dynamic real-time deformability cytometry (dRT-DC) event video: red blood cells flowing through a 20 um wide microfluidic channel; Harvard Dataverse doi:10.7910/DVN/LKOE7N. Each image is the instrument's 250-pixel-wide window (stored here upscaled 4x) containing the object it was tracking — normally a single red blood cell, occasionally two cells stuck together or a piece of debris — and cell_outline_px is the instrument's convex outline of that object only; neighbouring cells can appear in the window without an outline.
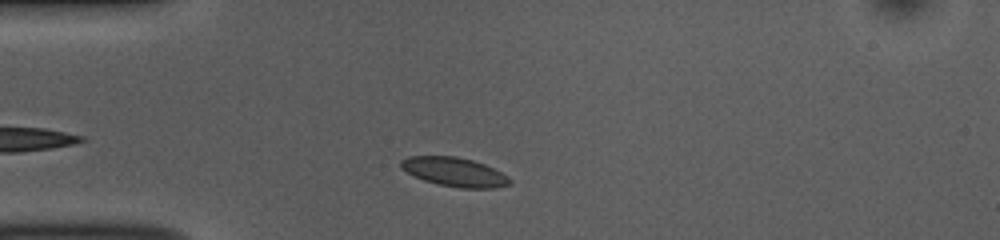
{"species": "common noctule bat (a hibernating species)", "species_latin": "Nyctalus noctula", "temperature_condition": "room temperature", "stored_images_in_passage": 41, "camera_frame_rate_fps": 3000, "um_per_image_px": 0.085, "animal": {"sex": "female", "body_mass_g": 10.0, "forearm_length_mm": 53.1}, "frame": {"image": 1, "passage_image": 4, "time_ms": 1.0, "image_size_px": [1000, 240], "cell_outline_px": [[512, 184], [496, 188], [460, 188], [440, 184], [424, 180], [400, 168], [400, 160], [408, 156], [456, 156], [472, 160], [484, 164], [508, 176], [512, 180]], "centroid_in_image_um": [38.65, 14.61], "position_along_channel_um": 46.4, "area_um2": 18.32}}
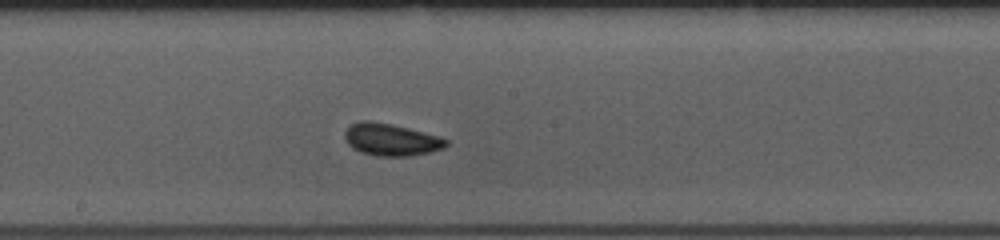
{"frame": {"image": 2, "passage_image": 19, "time_ms": 6.0, "image_size_px": [1000, 240], "cell_outline_px": [[448, 144], [444, 148], [432, 152], [408, 156], [380, 156], [360, 152], [352, 148], [344, 140], [344, 132], [352, 124], [360, 120], [368, 120], [392, 124], [440, 136], [448, 140]], "centroid_in_image_um": [33.24, 11.87], "position_along_channel_um": 215.0, "area_um2": 19.13}}
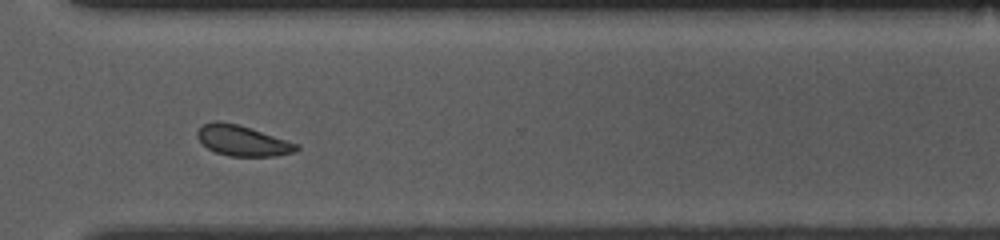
{"frame": {"image": 3, "passage_image": 30, "time_ms": 9.667, "image_size_px": [1000, 240], "cell_outline_px": [[300, 148], [292, 152], [276, 156], [228, 156], [216, 152], [208, 148], [196, 136], [196, 132], [204, 124], [212, 120], [216, 120], [236, 124], [300, 144]], "centroid_in_image_um": [20.6, 11.96], "position_along_channel_um": 350.0, "area_um2": 17.4}, "authors_computed_cell_mechanics": {"area_um2": 18.3226, "velocity_mm_per_s": 3.6831, "shape_relaxation_time_tau1_ms": 4.4375, "shape_relaxation_time_tau2_ms": 2.6549, "deformation_change_tau1": 0.073, "deformation_change_tau2": 0.0506}}